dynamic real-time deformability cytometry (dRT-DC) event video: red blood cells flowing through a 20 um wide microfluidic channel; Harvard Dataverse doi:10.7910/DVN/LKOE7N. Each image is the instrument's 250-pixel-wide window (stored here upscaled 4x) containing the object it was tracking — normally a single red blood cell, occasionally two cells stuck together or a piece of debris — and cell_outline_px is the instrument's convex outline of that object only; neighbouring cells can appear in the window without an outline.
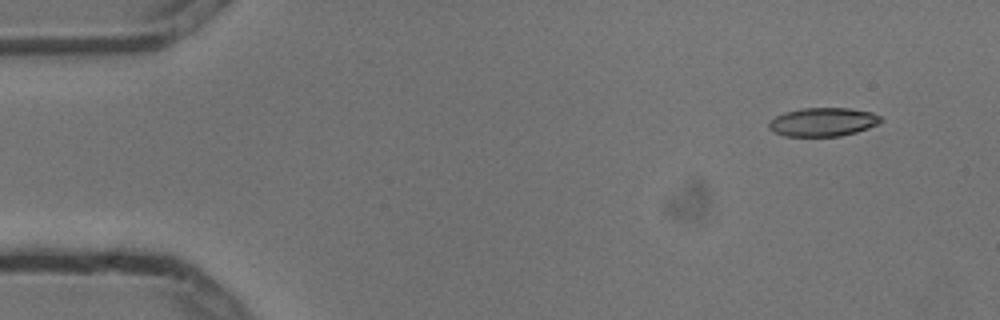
{"species": "common noctule bat (a hibernating species)", "species_latin": "Nyctalus noctula", "temperature_condition": "cold", "stored_images_in_passage": 6, "segment_of_instrument_passage": [2, 2], "camera_frame_rate_fps": 3000, "um_per_image_px": 0.085, "animal": {"sex": "male", "body_mass_g": 13.3}, "frame": {"image": 1, "passage_image": 6, "time_ms": 1.667, "image_size_px": [1000, 320], "cell_outline_px": [[884, 120], [868, 128], [856, 132], [840, 136], [784, 136], [768, 128], [768, 124], [776, 116], [784, 112], [800, 108], [848, 108], [872, 112], [880, 116]], "centroid_in_image_um": [69.96, 10.36], "position_along_channel_um": 15.0, "area_um2": 18.61}}